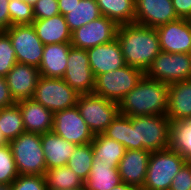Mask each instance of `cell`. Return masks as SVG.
<instances>
[{
  "mask_svg": "<svg viewBox=\"0 0 191 190\" xmlns=\"http://www.w3.org/2000/svg\"><path fill=\"white\" fill-rule=\"evenodd\" d=\"M16 53L17 63L39 67L44 44L31 25H14L5 31Z\"/></svg>",
  "mask_w": 191,
  "mask_h": 190,
  "instance_id": "30bf717a",
  "label": "cell"
},
{
  "mask_svg": "<svg viewBox=\"0 0 191 190\" xmlns=\"http://www.w3.org/2000/svg\"><path fill=\"white\" fill-rule=\"evenodd\" d=\"M67 190H86L85 187L77 188V189H67Z\"/></svg>",
  "mask_w": 191,
  "mask_h": 190,
  "instance_id": "bcb514c9",
  "label": "cell"
},
{
  "mask_svg": "<svg viewBox=\"0 0 191 190\" xmlns=\"http://www.w3.org/2000/svg\"><path fill=\"white\" fill-rule=\"evenodd\" d=\"M12 190H47L44 175H19L12 183Z\"/></svg>",
  "mask_w": 191,
  "mask_h": 190,
  "instance_id": "e575fe53",
  "label": "cell"
},
{
  "mask_svg": "<svg viewBox=\"0 0 191 190\" xmlns=\"http://www.w3.org/2000/svg\"><path fill=\"white\" fill-rule=\"evenodd\" d=\"M94 154L91 143L77 145L67 162V166L85 181L92 168Z\"/></svg>",
  "mask_w": 191,
  "mask_h": 190,
  "instance_id": "4dcf8cb0",
  "label": "cell"
},
{
  "mask_svg": "<svg viewBox=\"0 0 191 190\" xmlns=\"http://www.w3.org/2000/svg\"><path fill=\"white\" fill-rule=\"evenodd\" d=\"M170 148L191 161V119L171 123Z\"/></svg>",
  "mask_w": 191,
  "mask_h": 190,
  "instance_id": "f546056e",
  "label": "cell"
},
{
  "mask_svg": "<svg viewBox=\"0 0 191 190\" xmlns=\"http://www.w3.org/2000/svg\"><path fill=\"white\" fill-rule=\"evenodd\" d=\"M15 103L16 102L10 94L6 78L4 76H0V108L9 107Z\"/></svg>",
  "mask_w": 191,
  "mask_h": 190,
  "instance_id": "f35d334b",
  "label": "cell"
},
{
  "mask_svg": "<svg viewBox=\"0 0 191 190\" xmlns=\"http://www.w3.org/2000/svg\"><path fill=\"white\" fill-rule=\"evenodd\" d=\"M18 176L10 145L0 147V184H10Z\"/></svg>",
  "mask_w": 191,
  "mask_h": 190,
  "instance_id": "d6a6232c",
  "label": "cell"
},
{
  "mask_svg": "<svg viewBox=\"0 0 191 190\" xmlns=\"http://www.w3.org/2000/svg\"><path fill=\"white\" fill-rule=\"evenodd\" d=\"M32 26L44 45L71 42V32L61 14L47 19H35Z\"/></svg>",
  "mask_w": 191,
  "mask_h": 190,
  "instance_id": "603a6c76",
  "label": "cell"
},
{
  "mask_svg": "<svg viewBox=\"0 0 191 190\" xmlns=\"http://www.w3.org/2000/svg\"><path fill=\"white\" fill-rule=\"evenodd\" d=\"M79 95L62 78L40 76L32 99L55 113L76 106Z\"/></svg>",
  "mask_w": 191,
  "mask_h": 190,
  "instance_id": "52a82bcc",
  "label": "cell"
},
{
  "mask_svg": "<svg viewBox=\"0 0 191 190\" xmlns=\"http://www.w3.org/2000/svg\"><path fill=\"white\" fill-rule=\"evenodd\" d=\"M10 27L14 25H31L35 20L33 6L24 0H9Z\"/></svg>",
  "mask_w": 191,
  "mask_h": 190,
  "instance_id": "1f68e13d",
  "label": "cell"
},
{
  "mask_svg": "<svg viewBox=\"0 0 191 190\" xmlns=\"http://www.w3.org/2000/svg\"><path fill=\"white\" fill-rule=\"evenodd\" d=\"M19 175H44L47 171L41 134L24 132L9 142Z\"/></svg>",
  "mask_w": 191,
  "mask_h": 190,
  "instance_id": "5b68a950",
  "label": "cell"
},
{
  "mask_svg": "<svg viewBox=\"0 0 191 190\" xmlns=\"http://www.w3.org/2000/svg\"><path fill=\"white\" fill-rule=\"evenodd\" d=\"M150 154L151 151L146 149L126 150L118 164L122 182L141 190L146 179Z\"/></svg>",
  "mask_w": 191,
  "mask_h": 190,
  "instance_id": "ac0fdd59",
  "label": "cell"
},
{
  "mask_svg": "<svg viewBox=\"0 0 191 190\" xmlns=\"http://www.w3.org/2000/svg\"><path fill=\"white\" fill-rule=\"evenodd\" d=\"M103 134L126 150H166L170 148L171 122L166 115L129 117L119 113Z\"/></svg>",
  "mask_w": 191,
  "mask_h": 190,
  "instance_id": "6da1fadb",
  "label": "cell"
},
{
  "mask_svg": "<svg viewBox=\"0 0 191 190\" xmlns=\"http://www.w3.org/2000/svg\"><path fill=\"white\" fill-rule=\"evenodd\" d=\"M16 63V53L11 40L5 31H0V76L5 77Z\"/></svg>",
  "mask_w": 191,
  "mask_h": 190,
  "instance_id": "836d02e7",
  "label": "cell"
},
{
  "mask_svg": "<svg viewBox=\"0 0 191 190\" xmlns=\"http://www.w3.org/2000/svg\"><path fill=\"white\" fill-rule=\"evenodd\" d=\"M144 75L142 70L125 65L114 71L97 75L93 93L119 104Z\"/></svg>",
  "mask_w": 191,
  "mask_h": 190,
  "instance_id": "8992f818",
  "label": "cell"
},
{
  "mask_svg": "<svg viewBox=\"0 0 191 190\" xmlns=\"http://www.w3.org/2000/svg\"><path fill=\"white\" fill-rule=\"evenodd\" d=\"M118 27L119 25L115 21L102 15L73 31L71 45L77 49L87 50L109 43L116 38Z\"/></svg>",
  "mask_w": 191,
  "mask_h": 190,
  "instance_id": "7c38bea8",
  "label": "cell"
},
{
  "mask_svg": "<svg viewBox=\"0 0 191 190\" xmlns=\"http://www.w3.org/2000/svg\"><path fill=\"white\" fill-rule=\"evenodd\" d=\"M39 77L37 67L16 63L5 76L14 101L32 99Z\"/></svg>",
  "mask_w": 191,
  "mask_h": 190,
  "instance_id": "e0dca14e",
  "label": "cell"
},
{
  "mask_svg": "<svg viewBox=\"0 0 191 190\" xmlns=\"http://www.w3.org/2000/svg\"><path fill=\"white\" fill-rule=\"evenodd\" d=\"M94 158L100 162L111 163L113 167H118L126 148L119 142L105 136L103 133L95 135L91 142Z\"/></svg>",
  "mask_w": 191,
  "mask_h": 190,
  "instance_id": "484cf974",
  "label": "cell"
},
{
  "mask_svg": "<svg viewBox=\"0 0 191 190\" xmlns=\"http://www.w3.org/2000/svg\"><path fill=\"white\" fill-rule=\"evenodd\" d=\"M109 190H138V189L134 186L121 182L119 185H116L115 187Z\"/></svg>",
  "mask_w": 191,
  "mask_h": 190,
  "instance_id": "b9f144b4",
  "label": "cell"
},
{
  "mask_svg": "<svg viewBox=\"0 0 191 190\" xmlns=\"http://www.w3.org/2000/svg\"><path fill=\"white\" fill-rule=\"evenodd\" d=\"M177 19L172 0H135L134 23L157 28Z\"/></svg>",
  "mask_w": 191,
  "mask_h": 190,
  "instance_id": "9a60e30c",
  "label": "cell"
},
{
  "mask_svg": "<svg viewBox=\"0 0 191 190\" xmlns=\"http://www.w3.org/2000/svg\"><path fill=\"white\" fill-rule=\"evenodd\" d=\"M186 162L180 153L171 148L151 152L141 190H169L172 179Z\"/></svg>",
  "mask_w": 191,
  "mask_h": 190,
  "instance_id": "277c9868",
  "label": "cell"
},
{
  "mask_svg": "<svg viewBox=\"0 0 191 190\" xmlns=\"http://www.w3.org/2000/svg\"><path fill=\"white\" fill-rule=\"evenodd\" d=\"M161 51L191 54V22L177 19L156 28Z\"/></svg>",
  "mask_w": 191,
  "mask_h": 190,
  "instance_id": "5bb4252c",
  "label": "cell"
},
{
  "mask_svg": "<svg viewBox=\"0 0 191 190\" xmlns=\"http://www.w3.org/2000/svg\"><path fill=\"white\" fill-rule=\"evenodd\" d=\"M62 79L80 95L93 93L95 77L86 50L74 47L70 49Z\"/></svg>",
  "mask_w": 191,
  "mask_h": 190,
  "instance_id": "4fadbf2b",
  "label": "cell"
},
{
  "mask_svg": "<svg viewBox=\"0 0 191 190\" xmlns=\"http://www.w3.org/2000/svg\"><path fill=\"white\" fill-rule=\"evenodd\" d=\"M8 5L9 0H0V31H6L10 27Z\"/></svg>",
  "mask_w": 191,
  "mask_h": 190,
  "instance_id": "ab89813d",
  "label": "cell"
},
{
  "mask_svg": "<svg viewBox=\"0 0 191 190\" xmlns=\"http://www.w3.org/2000/svg\"><path fill=\"white\" fill-rule=\"evenodd\" d=\"M77 1H80V0H58V7H59L60 14L65 16L67 14V10L72 8Z\"/></svg>",
  "mask_w": 191,
  "mask_h": 190,
  "instance_id": "60d3db41",
  "label": "cell"
},
{
  "mask_svg": "<svg viewBox=\"0 0 191 190\" xmlns=\"http://www.w3.org/2000/svg\"><path fill=\"white\" fill-rule=\"evenodd\" d=\"M52 131L76 145L91 143L95 137L77 106L53 113Z\"/></svg>",
  "mask_w": 191,
  "mask_h": 190,
  "instance_id": "8fae6325",
  "label": "cell"
},
{
  "mask_svg": "<svg viewBox=\"0 0 191 190\" xmlns=\"http://www.w3.org/2000/svg\"><path fill=\"white\" fill-rule=\"evenodd\" d=\"M166 117L171 123L191 119V79L169 85Z\"/></svg>",
  "mask_w": 191,
  "mask_h": 190,
  "instance_id": "ffe728a7",
  "label": "cell"
},
{
  "mask_svg": "<svg viewBox=\"0 0 191 190\" xmlns=\"http://www.w3.org/2000/svg\"><path fill=\"white\" fill-rule=\"evenodd\" d=\"M25 132L44 134L52 131L53 113L33 99L17 101Z\"/></svg>",
  "mask_w": 191,
  "mask_h": 190,
  "instance_id": "d6986e66",
  "label": "cell"
},
{
  "mask_svg": "<svg viewBox=\"0 0 191 190\" xmlns=\"http://www.w3.org/2000/svg\"><path fill=\"white\" fill-rule=\"evenodd\" d=\"M0 190H12L10 184H0Z\"/></svg>",
  "mask_w": 191,
  "mask_h": 190,
  "instance_id": "ee69618b",
  "label": "cell"
},
{
  "mask_svg": "<svg viewBox=\"0 0 191 190\" xmlns=\"http://www.w3.org/2000/svg\"><path fill=\"white\" fill-rule=\"evenodd\" d=\"M86 51L94 77L127 65L117 38L109 43L89 48Z\"/></svg>",
  "mask_w": 191,
  "mask_h": 190,
  "instance_id": "2e32d148",
  "label": "cell"
},
{
  "mask_svg": "<svg viewBox=\"0 0 191 190\" xmlns=\"http://www.w3.org/2000/svg\"><path fill=\"white\" fill-rule=\"evenodd\" d=\"M47 190L77 189L84 181L67 165L49 169L44 174Z\"/></svg>",
  "mask_w": 191,
  "mask_h": 190,
  "instance_id": "83f0119b",
  "label": "cell"
},
{
  "mask_svg": "<svg viewBox=\"0 0 191 190\" xmlns=\"http://www.w3.org/2000/svg\"><path fill=\"white\" fill-rule=\"evenodd\" d=\"M172 4L179 19L191 18V0H172Z\"/></svg>",
  "mask_w": 191,
  "mask_h": 190,
  "instance_id": "74e56055",
  "label": "cell"
},
{
  "mask_svg": "<svg viewBox=\"0 0 191 190\" xmlns=\"http://www.w3.org/2000/svg\"><path fill=\"white\" fill-rule=\"evenodd\" d=\"M71 42L44 45L42 60L38 67L40 76L63 78Z\"/></svg>",
  "mask_w": 191,
  "mask_h": 190,
  "instance_id": "44dd1931",
  "label": "cell"
},
{
  "mask_svg": "<svg viewBox=\"0 0 191 190\" xmlns=\"http://www.w3.org/2000/svg\"><path fill=\"white\" fill-rule=\"evenodd\" d=\"M41 142L47 170L66 166L77 146L58 136L53 131L41 134Z\"/></svg>",
  "mask_w": 191,
  "mask_h": 190,
  "instance_id": "7402d4cb",
  "label": "cell"
},
{
  "mask_svg": "<svg viewBox=\"0 0 191 190\" xmlns=\"http://www.w3.org/2000/svg\"><path fill=\"white\" fill-rule=\"evenodd\" d=\"M169 190H191V161H187L175 175Z\"/></svg>",
  "mask_w": 191,
  "mask_h": 190,
  "instance_id": "8d00e7d4",
  "label": "cell"
},
{
  "mask_svg": "<svg viewBox=\"0 0 191 190\" xmlns=\"http://www.w3.org/2000/svg\"><path fill=\"white\" fill-rule=\"evenodd\" d=\"M9 142L4 137L3 133L0 131V147L8 145Z\"/></svg>",
  "mask_w": 191,
  "mask_h": 190,
  "instance_id": "7bdbcfd3",
  "label": "cell"
},
{
  "mask_svg": "<svg viewBox=\"0 0 191 190\" xmlns=\"http://www.w3.org/2000/svg\"><path fill=\"white\" fill-rule=\"evenodd\" d=\"M127 65L144 73L161 52L156 28L137 23L119 25L116 36Z\"/></svg>",
  "mask_w": 191,
  "mask_h": 190,
  "instance_id": "7a4b0ae2",
  "label": "cell"
},
{
  "mask_svg": "<svg viewBox=\"0 0 191 190\" xmlns=\"http://www.w3.org/2000/svg\"><path fill=\"white\" fill-rule=\"evenodd\" d=\"M145 76L168 85L189 80L191 79V54L161 51L146 70Z\"/></svg>",
  "mask_w": 191,
  "mask_h": 190,
  "instance_id": "ba28073f",
  "label": "cell"
},
{
  "mask_svg": "<svg viewBox=\"0 0 191 190\" xmlns=\"http://www.w3.org/2000/svg\"><path fill=\"white\" fill-rule=\"evenodd\" d=\"M35 19H47L60 14L58 0H37L33 5Z\"/></svg>",
  "mask_w": 191,
  "mask_h": 190,
  "instance_id": "d590c367",
  "label": "cell"
},
{
  "mask_svg": "<svg viewBox=\"0 0 191 190\" xmlns=\"http://www.w3.org/2000/svg\"><path fill=\"white\" fill-rule=\"evenodd\" d=\"M24 1H26L28 4L32 6L37 2V0H24Z\"/></svg>",
  "mask_w": 191,
  "mask_h": 190,
  "instance_id": "f6af8a7d",
  "label": "cell"
},
{
  "mask_svg": "<svg viewBox=\"0 0 191 190\" xmlns=\"http://www.w3.org/2000/svg\"><path fill=\"white\" fill-rule=\"evenodd\" d=\"M96 0H80L64 16L70 32L101 17Z\"/></svg>",
  "mask_w": 191,
  "mask_h": 190,
  "instance_id": "d4e9b609",
  "label": "cell"
},
{
  "mask_svg": "<svg viewBox=\"0 0 191 190\" xmlns=\"http://www.w3.org/2000/svg\"><path fill=\"white\" fill-rule=\"evenodd\" d=\"M169 85L145 75L119 102V113L129 117L166 115Z\"/></svg>",
  "mask_w": 191,
  "mask_h": 190,
  "instance_id": "3957f363",
  "label": "cell"
},
{
  "mask_svg": "<svg viewBox=\"0 0 191 190\" xmlns=\"http://www.w3.org/2000/svg\"><path fill=\"white\" fill-rule=\"evenodd\" d=\"M101 15L118 25L134 23L135 0H96Z\"/></svg>",
  "mask_w": 191,
  "mask_h": 190,
  "instance_id": "4316f807",
  "label": "cell"
},
{
  "mask_svg": "<svg viewBox=\"0 0 191 190\" xmlns=\"http://www.w3.org/2000/svg\"><path fill=\"white\" fill-rule=\"evenodd\" d=\"M92 163L89 176L84 181L86 190H109L122 182L118 167L100 162L98 158H93Z\"/></svg>",
  "mask_w": 191,
  "mask_h": 190,
  "instance_id": "cb8c5ba5",
  "label": "cell"
},
{
  "mask_svg": "<svg viewBox=\"0 0 191 190\" xmlns=\"http://www.w3.org/2000/svg\"><path fill=\"white\" fill-rule=\"evenodd\" d=\"M0 131L8 142L25 132L22 114L16 103L0 108Z\"/></svg>",
  "mask_w": 191,
  "mask_h": 190,
  "instance_id": "f1b7e54d",
  "label": "cell"
},
{
  "mask_svg": "<svg viewBox=\"0 0 191 190\" xmlns=\"http://www.w3.org/2000/svg\"><path fill=\"white\" fill-rule=\"evenodd\" d=\"M76 106L94 135L103 133L119 114L118 103L94 93L79 95Z\"/></svg>",
  "mask_w": 191,
  "mask_h": 190,
  "instance_id": "9c48e42d",
  "label": "cell"
}]
</instances>
